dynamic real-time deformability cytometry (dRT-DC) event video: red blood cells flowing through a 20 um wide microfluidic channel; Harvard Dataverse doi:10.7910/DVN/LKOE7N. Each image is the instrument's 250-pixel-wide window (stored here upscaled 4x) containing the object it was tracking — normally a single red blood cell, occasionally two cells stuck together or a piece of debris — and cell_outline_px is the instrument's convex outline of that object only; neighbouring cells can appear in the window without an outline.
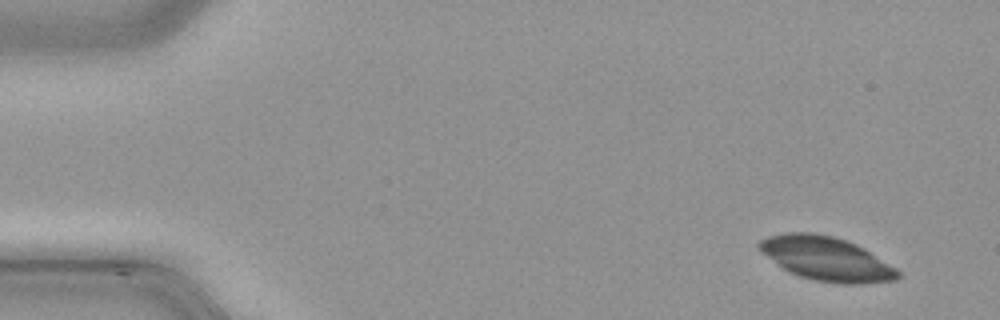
{"species": "common noctule bat (a hibernating species)", "species_latin": "Nyctalus noctula", "temperature_condition": "cold", "stored_images_in_passage": 49, "camera_frame_rate_fps": 3000, "um_per_image_px": 0.085, "animal": {"sex": "male", "body_mass_g": 21.5, "forearm_length_mm": 52.0}, "frame": {"image": 1, "passage_image": 4, "time_ms": 1.0, "image_size_px": [1000, 320], "cell_outline_px": [[900, 276], [896, 280], [860, 284], [840, 284], [816, 280], [800, 276], [788, 272], [760, 252], [756, 248], [756, 244], [760, 240], [768, 236], [784, 232], [812, 232], [832, 236], [856, 244], [864, 248], [896, 268], [900, 272]], "centroid_in_image_um": [70.2, 21.98], "position_along_channel_um": 14.8, "area_um2": 35.6}}